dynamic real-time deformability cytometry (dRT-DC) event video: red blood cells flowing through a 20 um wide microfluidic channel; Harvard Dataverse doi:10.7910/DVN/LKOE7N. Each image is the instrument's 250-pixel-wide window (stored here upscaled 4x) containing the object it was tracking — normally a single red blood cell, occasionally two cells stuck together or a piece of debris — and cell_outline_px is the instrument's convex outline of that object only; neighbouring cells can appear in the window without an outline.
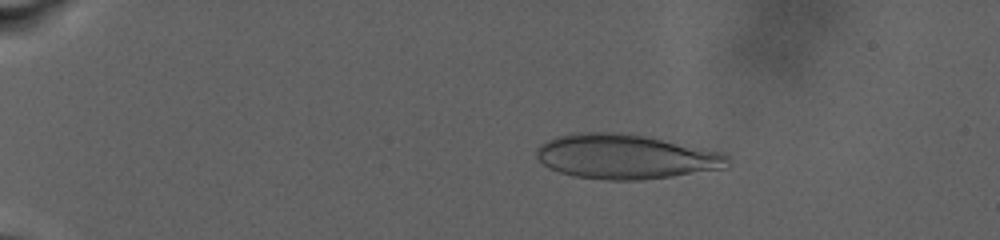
{"species": "human", "species_latin": "Homo sapiens", "temperature_condition": "warm", "stored_images_in_passage": 31, "camera_frame_rate_fps": 3000, "um_per_image_px": 0.085, "donor": {"sex": "male"}, "frame": {"image": 1, "passage_image": 13, "time_ms": 5.333, "image_size_px": [1000, 240], "cell_outline_px": [[728, 160], [724, 168], [672, 176], [640, 180], [608, 180], [576, 176], [560, 172], [544, 164], [536, 156], [536, 148], [540, 144], [556, 136], [572, 132], [620, 132], [644, 136], [724, 152], [728, 156]], "centroid_in_image_um": [53.15, 13.3], "position_along_channel_um": 31.9, "area_um2": 49.48}}
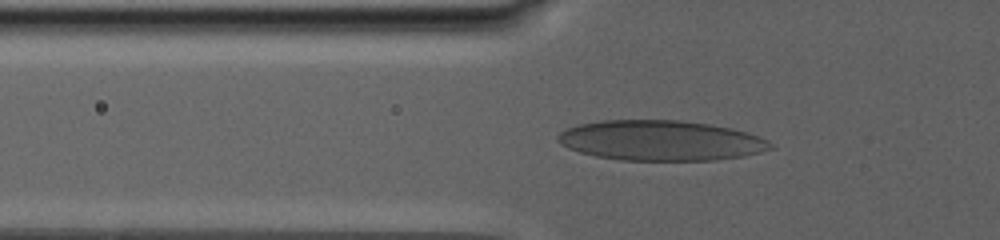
{"frame": {"image": 2, "passage_image": 24, "time_ms": 10.333, "image_size_px": [1000, 240], "cell_outline_px": [[776, 148], [744, 156], [716, 160], [620, 160], [596, 156], [580, 152], [568, 148], [560, 144], [556, 140], [556, 136], [560, 132], [568, 128], [580, 124], [604, 120], [680, 120], [708, 124], [732, 128], [748, 132], [760, 136], [768, 140]], "centroid_in_image_um": [56.19, 11.94], "position_along_channel_um": 69.6, "area_um2": 50.0}}
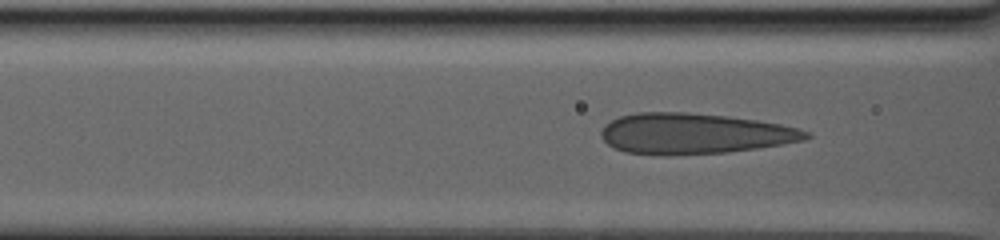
{"frame": {"image": 3, "passage_image": 28, "time_ms": 12.0, "image_size_px": [1000, 240], "cell_outline_px": [[812, 136], [804, 140], [756, 148], [728, 152], [664, 156], [624, 152], [608, 144], [600, 136], [600, 132], [604, 124], [620, 116], [636, 112], [688, 112], [728, 116], [756, 120], [780, 124], [796, 128], [808, 132]], "centroid_in_image_um": [58.95, 11.36], "position_along_channel_um": 107.6, "area_um2": 48.67}}